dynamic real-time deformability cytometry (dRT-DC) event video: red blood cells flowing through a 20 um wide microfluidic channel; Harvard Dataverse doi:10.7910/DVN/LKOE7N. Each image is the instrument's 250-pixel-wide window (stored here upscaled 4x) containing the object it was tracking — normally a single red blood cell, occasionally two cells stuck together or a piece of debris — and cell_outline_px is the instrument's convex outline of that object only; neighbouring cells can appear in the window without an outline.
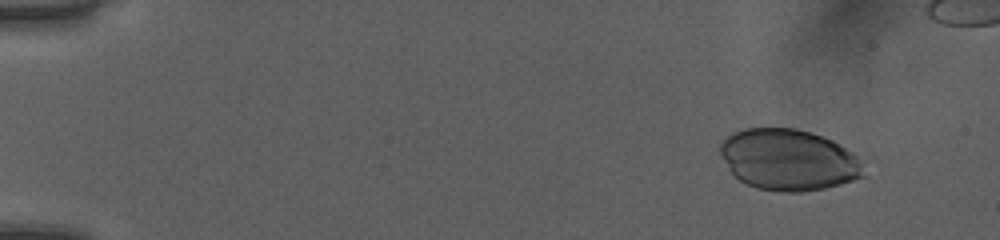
{"species": "human", "species_latin": "Homo sapiens", "temperature_condition": "room temperature", "stored_images_in_passage": 50, "camera_frame_rate_fps": 3000, "um_per_image_px": 0.085, "donor": {"sex": "female"}, "frame": {"image": 1, "passage_image": 5, "time_ms": 1.333, "image_size_px": [1000, 240], "cell_outline_px": [[864, 176], [840, 184], [824, 188], [800, 192], [788, 192], [756, 188], [740, 180], [732, 172], [724, 160], [720, 152], [720, 144], [732, 132], [744, 128], [796, 128], [812, 132], [832, 140], [860, 156], [864, 160]], "centroid_in_image_um": [67.07, 13.57], "position_along_channel_um": 17.9, "area_um2": 51.27}}